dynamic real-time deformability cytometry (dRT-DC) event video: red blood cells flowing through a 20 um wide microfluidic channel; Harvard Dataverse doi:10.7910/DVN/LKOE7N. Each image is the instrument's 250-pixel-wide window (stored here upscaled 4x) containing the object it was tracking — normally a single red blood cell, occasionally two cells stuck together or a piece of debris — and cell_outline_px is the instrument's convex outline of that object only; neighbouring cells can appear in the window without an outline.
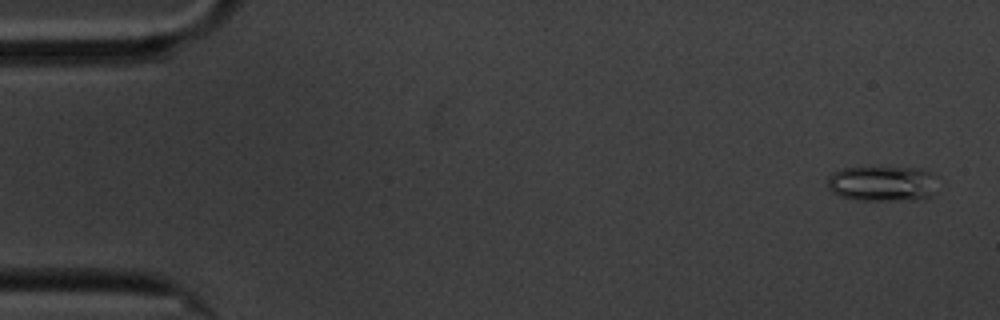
{"species": "common noctule bat (a hibernating species)", "species_latin": "Nyctalus noctula", "temperature_condition": "cold", "stored_images_in_passage": 58, "camera_frame_rate_fps": 3000, "um_per_image_px": 0.085, "animal": {"sex": "male", "body_mass_g": 20.1, "forearm_length_mm": 53.5}, "frame": {"image": 1, "passage_image": 1, "time_ms": 0.0, "image_size_px": [1000, 320], "cell_outline_px": [[944, 180], [936, 192], [928, 196], [916, 200], [856, 200], [840, 196], [832, 192], [828, 188], [828, 176], [832, 172], [840, 168], [920, 168], [932, 172]], "centroid_in_image_um": [75.12, 15.6], "position_along_channel_um": 9.9, "area_um2": 23.47}}
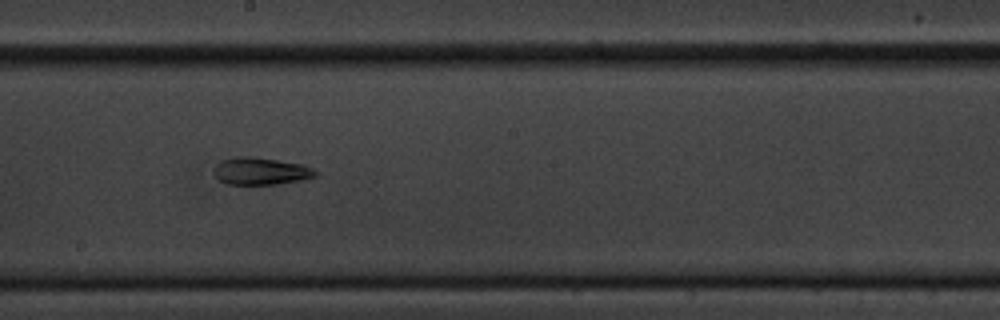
{"frame": {"image": 2, "passage_image": 31, "time_ms": 10.0, "image_size_px": [1000, 320], "cell_outline_px": [[320, 172], [316, 176], [300, 180], [276, 184], [224, 184], [216, 176], [216, 164], [220, 160], [232, 156], [252, 156], [304, 164]], "centroid_in_image_um": [22.18, 14.53], "position_along_channel_um": 226.0, "area_um2": 16.24}}
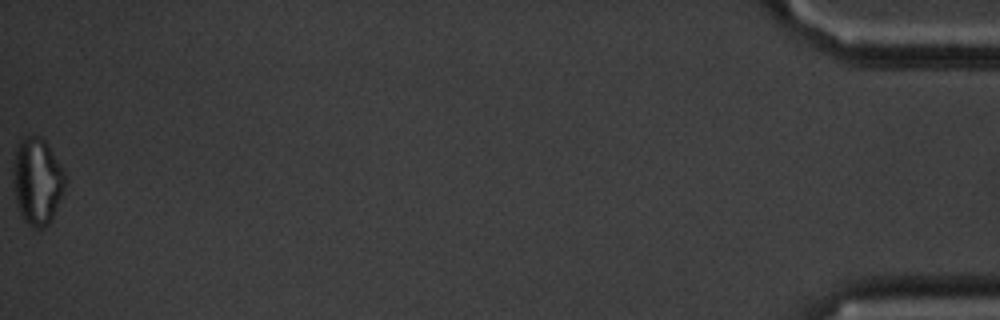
{"frame": {"image": 3, "passage_image": 58, "time_ms": 19.0, "image_size_px": [1000, 320], "cell_outline_px": [[68, 180], [52, 216], [48, 224], [44, 228], [36, 228], [28, 224], [24, 220], [16, 204], [12, 184], [12, 168], [16, 148], [20, 140], [24, 136], [40, 136], [44, 140], [64, 168]], "centroid_in_image_um": [3.15, 15.37], "position_along_channel_um": 432.1, "area_um2": 26.59}, "authors_computed_cell_mechanics": {"area_um2": 19.5075, "velocity_mm_per_s": 3.3884, "shape_relaxation_time_tau1_ms": null, "shape_relaxation_time_tau2_ms": 4.2512, "deformation_change_tau1": null, "deformation_change_tau2": 0.1386}}